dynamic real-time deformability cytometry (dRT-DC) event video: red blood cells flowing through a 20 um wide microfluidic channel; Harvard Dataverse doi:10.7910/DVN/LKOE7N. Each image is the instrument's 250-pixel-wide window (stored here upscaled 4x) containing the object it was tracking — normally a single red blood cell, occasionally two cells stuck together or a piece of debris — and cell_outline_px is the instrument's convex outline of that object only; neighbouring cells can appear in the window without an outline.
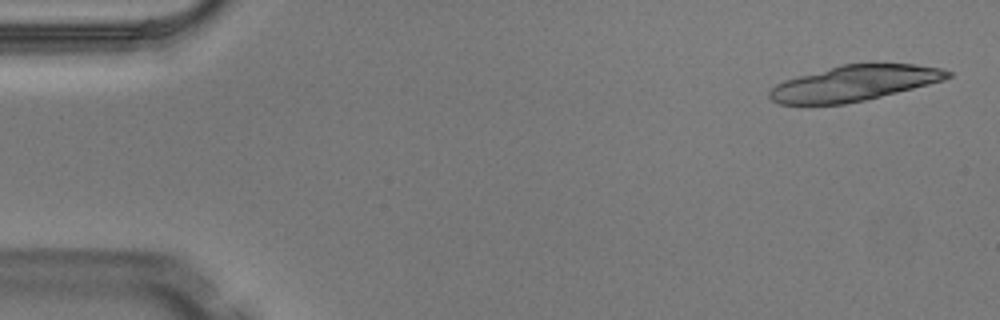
{"species": "Egyptian fruit bat (a non-hibernating species)", "species_latin": "Rousettus aegyptiacus", "temperature_condition": "warm", "stored_images_in_passage": 6, "camera_frame_rate_fps": 3000, "um_per_image_px": 0.085, "animal": {"sex": "male"}, "frame": {"image": 1, "passage_image": 1, "time_ms": 0.0, "image_size_px": [1000, 320], "cell_outline_px": [[952, 76], [944, 80], [864, 100], [844, 104], [780, 104], [772, 100], [768, 96], [768, 92], [776, 84], [784, 80], [840, 64], [872, 60], [916, 64], [940, 68], [952, 72]], "centroid_in_image_um": [72.65, 7.02], "position_along_channel_um": 12.4, "area_um2": 37.57}}
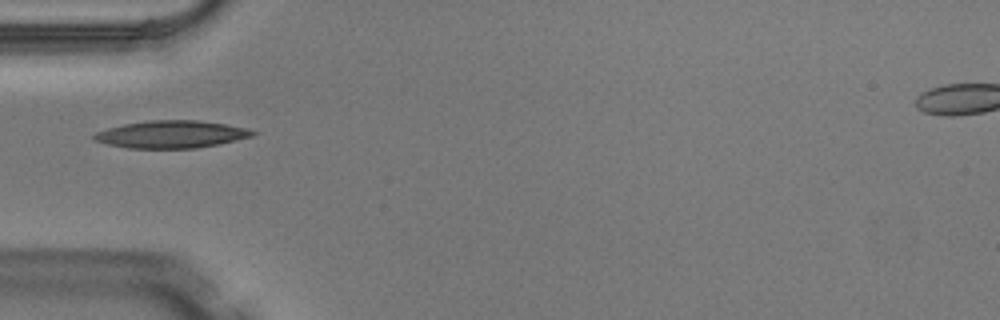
{"frame": {"image": 2, "passage_image": 5, "time_ms": 1.333, "image_size_px": [1000, 320], "cell_outline_px": [[256, 132], [252, 136], [236, 140], [196, 148], [128, 148], [108, 144], [92, 140], [92, 136], [96, 132], [108, 128], [124, 124], [148, 120], [196, 120], [224, 124], [244, 128]], "centroid_in_image_um": [14.5, 11.41], "position_along_channel_um": 70.5, "area_um2": 25.03}}